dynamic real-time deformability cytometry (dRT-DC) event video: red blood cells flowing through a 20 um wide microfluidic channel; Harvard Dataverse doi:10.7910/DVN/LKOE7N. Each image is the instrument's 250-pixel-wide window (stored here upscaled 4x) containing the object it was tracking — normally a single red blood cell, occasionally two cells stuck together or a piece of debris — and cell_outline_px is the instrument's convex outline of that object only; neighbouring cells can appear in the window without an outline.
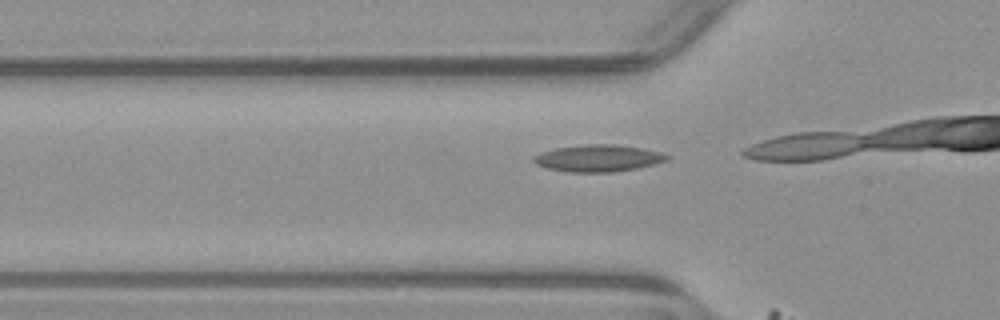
{"species": "common noctule bat (a hibernating species)", "species_latin": "Nyctalus noctula", "temperature_condition": "warm", "stored_images_in_passage": 4, "camera_frame_rate_fps": 3000, "um_per_image_px": 0.085, "animal": {"sex": "male", "body_mass_g": 23.1, "forearm_length_mm": 52.7}, "frame": {"image": 1, "passage_image": 2, "time_ms": 0.333, "image_size_px": [1000, 320], "cell_outline_px": [[672, 156], [668, 160], [636, 168], [612, 172], [568, 172], [548, 168], [536, 164], [532, 160], [532, 156], [540, 152], [556, 148], [584, 144], [616, 144], [640, 148], [660, 152]], "centroid_in_image_um": [50.82, 13.44], "position_along_channel_um": 75.0, "area_um2": 20.87}}